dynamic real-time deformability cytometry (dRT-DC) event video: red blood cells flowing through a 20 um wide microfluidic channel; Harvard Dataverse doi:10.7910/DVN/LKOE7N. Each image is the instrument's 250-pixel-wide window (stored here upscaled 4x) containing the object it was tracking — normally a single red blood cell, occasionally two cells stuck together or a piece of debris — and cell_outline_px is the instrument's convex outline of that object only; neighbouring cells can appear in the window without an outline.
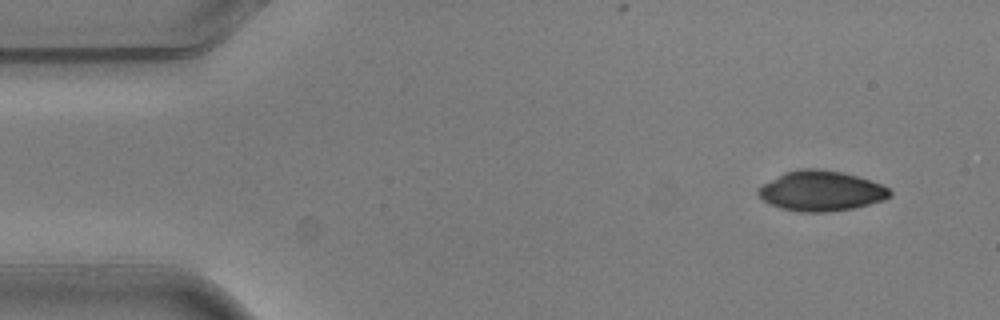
{"species": "common noctule bat (a hibernating species)", "species_latin": "Nyctalus noctula", "temperature_condition": "warm", "stored_images_in_passage": 6, "camera_frame_rate_fps": 3000, "um_per_image_px": 0.085, "animal": {"sex": "male", "body_mass_g": 20.5, "forearm_length_mm": 52.5}, "frame": {"image": 1, "passage_image": 1, "time_ms": 0.0, "image_size_px": [1000, 320], "cell_outline_px": [[892, 196], [884, 200], [856, 208], [828, 212], [800, 212], [780, 208], [768, 204], [756, 192], [756, 188], [784, 172], [796, 168], [816, 168], [844, 172], [880, 184], [888, 188], [892, 192]], "centroid_in_image_um": [69.77, 16.23], "position_along_channel_um": 15.2, "area_um2": 31.1}}